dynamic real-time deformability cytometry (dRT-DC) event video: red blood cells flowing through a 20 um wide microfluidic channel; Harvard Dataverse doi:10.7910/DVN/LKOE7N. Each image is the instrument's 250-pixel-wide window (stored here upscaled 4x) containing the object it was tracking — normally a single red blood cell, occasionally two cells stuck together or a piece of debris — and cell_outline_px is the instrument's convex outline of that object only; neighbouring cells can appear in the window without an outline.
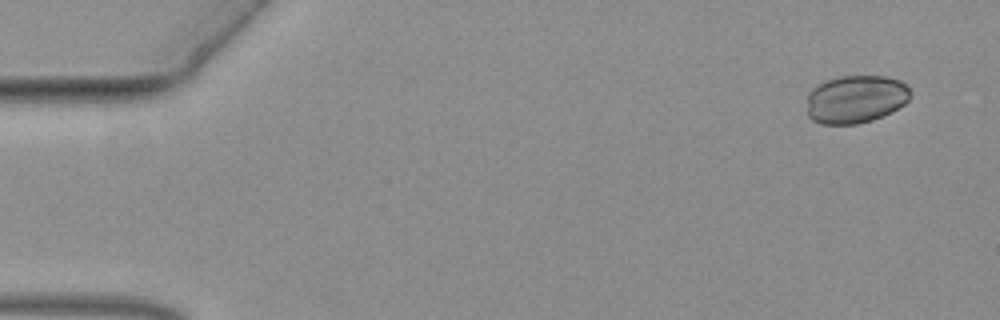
{"species": "common noctule bat (a hibernating species)", "species_latin": "Nyctalus noctula", "temperature_condition": "warm", "stored_images_in_passage": 26, "camera_frame_rate_fps": 3000, "um_per_image_px": 0.085, "animal": {"sex": "female", "body_mass_g": 19.3, "forearm_length_mm": 54.1}, "frame": {"image": 1, "passage_image": 2, "time_ms": 0.333, "image_size_px": [1000, 320], "cell_outline_px": [[912, 96], [904, 104], [892, 112], [872, 120], [856, 124], [820, 124], [812, 120], [808, 116], [808, 92], [816, 84], [824, 80], [840, 76], [884, 76], [900, 80], [908, 84], [912, 92]], "centroid_in_image_um": [72.75, 8.42], "position_along_channel_um": 12.3, "area_um2": 29.42}}
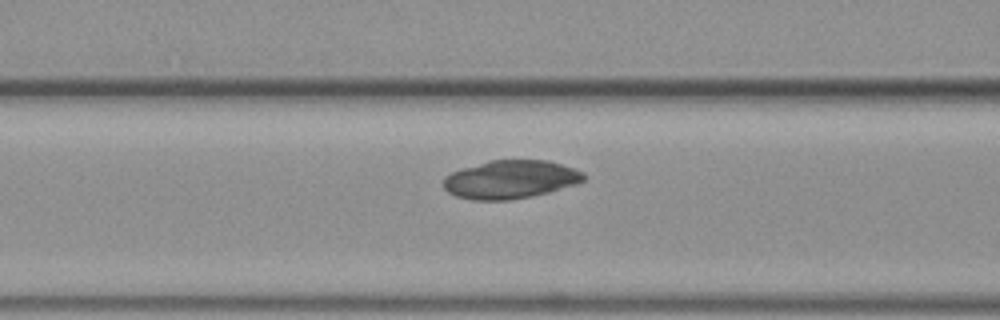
{"frame": {"image": 2, "passage_image": 22, "time_ms": 7.0, "image_size_px": [1000, 320], "cell_outline_px": [[584, 180], [576, 184], [548, 192], [532, 196], [508, 200], [472, 200], [456, 196], [448, 192], [444, 188], [444, 176], [460, 168], [488, 160], [548, 160], [584, 172]], "centroid_in_image_um": [43.35, 15.25], "position_along_channel_um": 123.2, "area_um2": 31.33}}
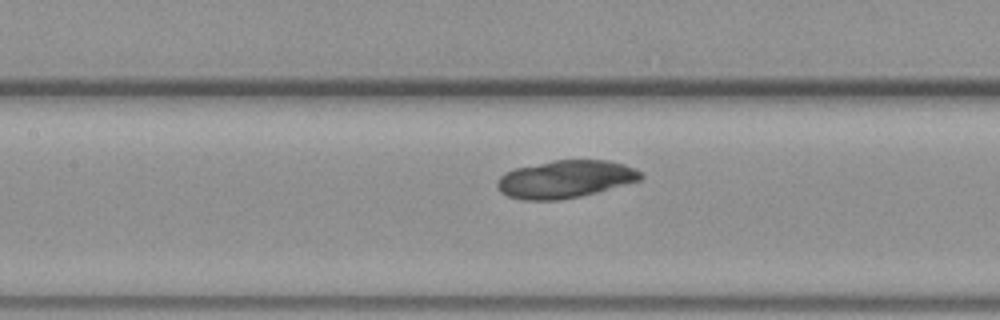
{"frame": {"image": 3, "passage_image": 25, "time_ms": 8.0, "image_size_px": [1000, 320], "cell_outline_px": [[644, 176], [640, 180], [596, 192], [580, 196], [560, 200], [524, 200], [508, 196], [500, 192], [496, 184], [496, 180], [504, 172], [516, 168], [552, 160], [608, 160], [624, 164], [636, 168]], "centroid_in_image_um": [48.03, 15.22], "position_along_channel_um": 159.4, "area_um2": 31.5}}